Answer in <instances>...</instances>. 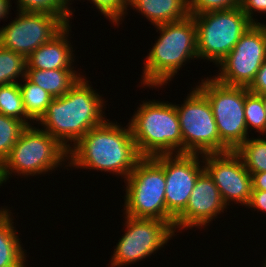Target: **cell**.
Segmentation results:
<instances>
[{"instance_id":"32","label":"cell","mask_w":266,"mask_h":267,"mask_svg":"<svg viewBox=\"0 0 266 267\" xmlns=\"http://www.w3.org/2000/svg\"><path fill=\"white\" fill-rule=\"evenodd\" d=\"M251 176L252 190L266 191V172L253 173Z\"/></svg>"},{"instance_id":"34","label":"cell","mask_w":266,"mask_h":267,"mask_svg":"<svg viewBox=\"0 0 266 267\" xmlns=\"http://www.w3.org/2000/svg\"><path fill=\"white\" fill-rule=\"evenodd\" d=\"M263 99V104H264V108H265V113H266V94L264 95H260Z\"/></svg>"},{"instance_id":"5","label":"cell","mask_w":266,"mask_h":267,"mask_svg":"<svg viewBox=\"0 0 266 267\" xmlns=\"http://www.w3.org/2000/svg\"><path fill=\"white\" fill-rule=\"evenodd\" d=\"M33 125L27 126L0 165V187L15 175L33 177L45 175L58 167L68 168V150L48 132ZM67 162V163H66ZM65 165V166H64ZM11 176V177H10Z\"/></svg>"},{"instance_id":"12","label":"cell","mask_w":266,"mask_h":267,"mask_svg":"<svg viewBox=\"0 0 266 267\" xmlns=\"http://www.w3.org/2000/svg\"><path fill=\"white\" fill-rule=\"evenodd\" d=\"M14 20L0 27V46L27 58L52 40L68 24L60 17L43 12H16Z\"/></svg>"},{"instance_id":"20","label":"cell","mask_w":266,"mask_h":267,"mask_svg":"<svg viewBox=\"0 0 266 267\" xmlns=\"http://www.w3.org/2000/svg\"><path fill=\"white\" fill-rule=\"evenodd\" d=\"M23 81V82H22ZM26 114L35 122L45 114L53 97L26 76L19 82Z\"/></svg>"},{"instance_id":"29","label":"cell","mask_w":266,"mask_h":267,"mask_svg":"<svg viewBox=\"0 0 266 267\" xmlns=\"http://www.w3.org/2000/svg\"><path fill=\"white\" fill-rule=\"evenodd\" d=\"M240 7L253 23H261L254 16L256 17L259 14L266 15V0H241Z\"/></svg>"},{"instance_id":"33","label":"cell","mask_w":266,"mask_h":267,"mask_svg":"<svg viewBox=\"0 0 266 267\" xmlns=\"http://www.w3.org/2000/svg\"><path fill=\"white\" fill-rule=\"evenodd\" d=\"M10 7H12L11 0H0V21H6L9 17Z\"/></svg>"},{"instance_id":"3","label":"cell","mask_w":266,"mask_h":267,"mask_svg":"<svg viewBox=\"0 0 266 267\" xmlns=\"http://www.w3.org/2000/svg\"><path fill=\"white\" fill-rule=\"evenodd\" d=\"M159 33L143 62L141 87L164 88L185 64L196 59V23L191 15L186 19L154 26Z\"/></svg>"},{"instance_id":"14","label":"cell","mask_w":266,"mask_h":267,"mask_svg":"<svg viewBox=\"0 0 266 267\" xmlns=\"http://www.w3.org/2000/svg\"><path fill=\"white\" fill-rule=\"evenodd\" d=\"M202 160L225 205L228 207L234 202L246 207L252 192V176L242 158L235 151H229L204 154Z\"/></svg>"},{"instance_id":"25","label":"cell","mask_w":266,"mask_h":267,"mask_svg":"<svg viewBox=\"0 0 266 267\" xmlns=\"http://www.w3.org/2000/svg\"><path fill=\"white\" fill-rule=\"evenodd\" d=\"M244 115L248 133L250 131L259 132L266 135V113L263 99L260 95L251 93L248 87H245Z\"/></svg>"},{"instance_id":"22","label":"cell","mask_w":266,"mask_h":267,"mask_svg":"<svg viewBox=\"0 0 266 267\" xmlns=\"http://www.w3.org/2000/svg\"><path fill=\"white\" fill-rule=\"evenodd\" d=\"M0 114L19 119L27 126L35 123L26 114L19 83L0 85Z\"/></svg>"},{"instance_id":"30","label":"cell","mask_w":266,"mask_h":267,"mask_svg":"<svg viewBox=\"0 0 266 267\" xmlns=\"http://www.w3.org/2000/svg\"><path fill=\"white\" fill-rule=\"evenodd\" d=\"M248 90L256 95L266 94V59L258 70L254 81L248 87Z\"/></svg>"},{"instance_id":"28","label":"cell","mask_w":266,"mask_h":267,"mask_svg":"<svg viewBox=\"0 0 266 267\" xmlns=\"http://www.w3.org/2000/svg\"><path fill=\"white\" fill-rule=\"evenodd\" d=\"M241 0H188L189 14L228 10L239 7Z\"/></svg>"},{"instance_id":"10","label":"cell","mask_w":266,"mask_h":267,"mask_svg":"<svg viewBox=\"0 0 266 267\" xmlns=\"http://www.w3.org/2000/svg\"><path fill=\"white\" fill-rule=\"evenodd\" d=\"M182 104H176L183 153H220V136L207 97L195 86L191 87Z\"/></svg>"},{"instance_id":"21","label":"cell","mask_w":266,"mask_h":267,"mask_svg":"<svg viewBox=\"0 0 266 267\" xmlns=\"http://www.w3.org/2000/svg\"><path fill=\"white\" fill-rule=\"evenodd\" d=\"M247 138L235 152L242 158L245 168L253 173L266 172V136ZM264 137V138H263Z\"/></svg>"},{"instance_id":"7","label":"cell","mask_w":266,"mask_h":267,"mask_svg":"<svg viewBox=\"0 0 266 267\" xmlns=\"http://www.w3.org/2000/svg\"><path fill=\"white\" fill-rule=\"evenodd\" d=\"M196 87L211 105L220 136V153L235 151L250 137L244 115L245 87L225 85L211 76L202 78Z\"/></svg>"},{"instance_id":"11","label":"cell","mask_w":266,"mask_h":267,"mask_svg":"<svg viewBox=\"0 0 266 267\" xmlns=\"http://www.w3.org/2000/svg\"><path fill=\"white\" fill-rule=\"evenodd\" d=\"M266 59V27L253 23L229 54L217 64V81L230 86L249 87Z\"/></svg>"},{"instance_id":"24","label":"cell","mask_w":266,"mask_h":267,"mask_svg":"<svg viewBox=\"0 0 266 267\" xmlns=\"http://www.w3.org/2000/svg\"><path fill=\"white\" fill-rule=\"evenodd\" d=\"M16 11L43 12L60 16L67 24L73 19L75 9L66 0H16Z\"/></svg>"},{"instance_id":"9","label":"cell","mask_w":266,"mask_h":267,"mask_svg":"<svg viewBox=\"0 0 266 267\" xmlns=\"http://www.w3.org/2000/svg\"><path fill=\"white\" fill-rule=\"evenodd\" d=\"M124 234L111 255L108 267H126L145 261L167 245L175 234L174 228L165 220L152 218H135L124 215ZM143 259V260H142Z\"/></svg>"},{"instance_id":"6","label":"cell","mask_w":266,"mask_h":267,"mask_svg":"<svg viewBox=\"0 0 266 267\" xmlns=\"http://www.w3.org/2000/svg\"><path fill=\"white\" fill-rule=\"evenodd\" d=\"M124 183L123 215L165 220L174 228L166 209L164 168L154 157H141Z\"/></svg>"},{"instance_id":"27","label":"cell","mask_w":266,"mask_h":267,"mask_svg":"<svg viewBox=\"0 0 266 267\" xmlns=\"http://www.w3.org/2000/svg\"><path fill=\"white\" fill-rule=\"evenodd\" d=\"M80 1V0H79ZM90 1L98 10V13L111 21L113 26L122 24V20L128 15V0H87ZM127 13V14H126ZM121 22V23H120Z\"/></svg>"},{"instance_id":"2","label":"cell","mask_w":266,"mask_h":267,"mask_svg":"<svg viewBox=\"0 0 266 267\" xmlns=\"http://www.w3.org/2000/svg\"><path fill=\"white\" fill-rule=\"evenodd\" d=\"M99 94L83 75L65 95L52 99L36 124L69 150L90 129L107 119V100Z\"/></svg>"},{"instance_id":"19","label":"cell","mask_w":266,"mask_h":267,"mask_svg":"<svg viewBox=\"0 0 266 267\" xmlns=\"http://www.w3.org/2000/svg\"><path fill=\"white\" fill-rule=\"evenodd\" d=\"M25 76L53 98L65 95L83 76L79 69H26Z\"/></svg>"},{"instance_id":"23","label":"cell","mask_w":266,"mask_h":267,"mask_svg":"<svg viewBox=\"0 0 266 267\" xmlns=\"http://www.w3.org/2000/svg\"><path fill=\"white\" fill-rule=\"evenodd\" d=\"M26 58L0 46V85L19 83L25 77Z\"/></svg>"},{"instance_id":"16","label":"cell","mask_w":266,"mask_h":267,"mask_svg":"<svg viewBox=\"0 0 266 267\" xmlns=\"http://www.w3.org/2000/svg\"><path fill=\"white\" fill-rule=\"evenodd\" d=\"M71 28V24H68L52 40L33 51L26 58V69H76L73 66L76 62L75 50L69 41Z\"/></svg>"},{"instance_id":"8","label":"cell","mask_w":266,"mask_h":267,"mask_svg":"<svg viewBox=\"0 0 266 267\" xmlns=\"http://www.w3.org/2000/svg\"><path fill=\"white\" fill-rule=\"evenodd\" d=\"M196 23L197 56L203 61H222L253 22L241 7L190 14Z\"/></svg>"},{"instance_id":"36","label":"cell","mask_w":266,"mask_h":267,"mask_svg":"<svg viewBox=\"0 0 266 267\" xmlns=\"http://www.w3.org/2000/svg\"><path fill=\"white\" fill-rule=\"evenodd\" d=\"M69 4H71L72 5V2L74 1V0H66ZM71 1V2H70ZM76 1V0H75Z\"/></svg>"},{"instance_id":"4","label":"cell","mask_w":266,"mask_h":267,"mask_svg":"<svg viewBox=\"0 0 266 267\" xmlns=\"http://www.w3.org/2000/svg\"><path fill=\"white\" fill-rule=\"evenodd\" d=\"M141 103L128 122L139 155L154 157L183 153V137L175 104L155 99Z\"/></svg>"},{"instance_id":"26","label":"cell","mask_w":266,"mask_h":267,"mask_svg":"<svg viewBox=\"0 0 266 267\" xmlns=\"http://www.w3.org/2000/svg\"><path fill=\"white\" fill-rule=\"evenodd\" d=\"M26 127L23 121L0 114V165L8 157Z\"/></svg>"},{"instance_id":"35","label":"cell","mask_w":266,"mask_h":267,"mask_svg":"<svg viewBox=\"0 0 266 267\" xmlns=\"http://www.w3.org/2000/svg\"><path fill=\"white\" fill-rule=\"evenodd\" d=\"M262 267H266V257H265V260H264V262L262 264Z\"/></svg>"},{"instance_id":"15","label":"cell","mask_w":266,"mask_h":267,"mask_svg":"<svg viewBox=\"0 0 266 267\" xmlns=\"http://www.w3.org/2000/svg\"><path fill=\"white\" fill-rule=\"evenodd\" d=\"M228 208L212 177L204 170L198 176L185 210L174 220V230L177 233L193 228L205 230Z\"/></svg>"},{"instance_id":"13","label":"cell","mask_w":266,"mask_h":267,"mask_svg":"<svg viewBox=\"0 0 266 267\" xmlns=\"http://www.w3.org/2000/svg\"><path fill=\"white\" fill-rule=\"evenodd\" d=\"M154 158L164 168L166 209L176 219L185 210L198 176L205 170L202 155L179 153Z\"/></svg>"},{"instance_id":"18","label":"cell","mask_w":266,"mask_h":267,"mask_svg":"<svg viewBox=\"0 0 266 267\" xmlns=\"http://www.w3.org/2000/svg\"><path fill=\"white\" fill-rule=\"evenodd\" d=\"M146 17L153 26L186 19L188 0H128V8Z\"/></svg>"},{"instance_id":"31","label":"cell","mask_w":266,"mask_h":267,"mask_svg":"<svg viewBox=\"0 0 266 267\" xmlns=\"http://www.w3.org/2000/svg\"><path fill=\"white\" fill-rule=\"evenodd\" d=\"M246 208H252V211L257 210V212L266 213V191L252 190L250 200Z\"/></svg>"},{"instance_id":"1","label":"cell","mask_w":266,"mask_h":267,"mask_svg":"<svg viewBox=\"0 0 266 267\" xmlns=\"http://www.w3.org/2000/svg\"><path fill=\"white\" fill-rule=\"evenodd\" d=\"M140 158L129 123L123 127L106 119L68 150V168L109 172L125 180Z\"/></svg>"},{"instance_id":"17","label":"cell","mask_w":266,"mask_h":267,"mask_svg":"<svg viewBox=\"0 0 266 267\" xmlns=\"http://www.w3.org/2000/svg\"><path fill=\"white\" fill-rule=\"evenodd\" d=\"M7 207H0V267H26L27 250L17 234L12 210Z\"/></svg>"}]
</instances>
